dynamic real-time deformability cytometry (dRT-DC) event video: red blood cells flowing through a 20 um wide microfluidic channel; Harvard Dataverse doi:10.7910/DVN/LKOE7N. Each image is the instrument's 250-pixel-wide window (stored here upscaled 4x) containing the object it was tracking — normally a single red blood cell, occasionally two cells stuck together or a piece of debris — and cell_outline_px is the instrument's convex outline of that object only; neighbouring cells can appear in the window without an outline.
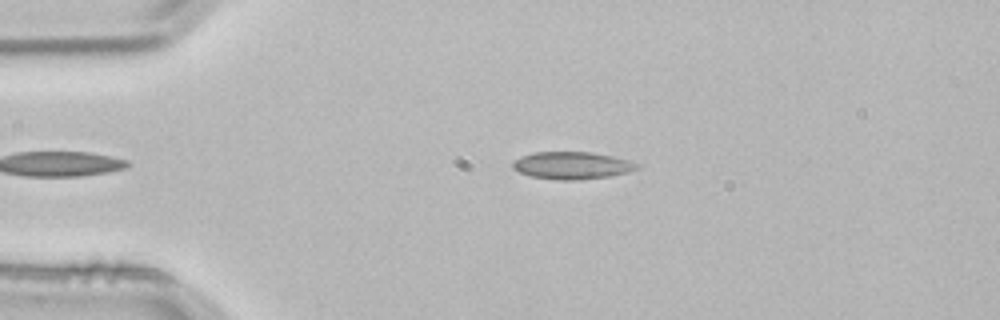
{"species": "common noctule bat (a hibernating species)", "species_latin": "Nyctalus noctula", "temperature_condition": "room temperature", "stored_images_in_passage": 3, "camera_frame_rate_fps": 3000, "um_per_image_px": 0.085, "animal": {"sex": "male", "body_mass_g": 21.5, "forearm_length_mm": 52.0}, "frame": {"image": 1, "passage_image": 3, "time_ms": 0.667, "image_size_px": [1000, 320], "cell_outline_px": [[644, 164], [640, 168], [628, 172], [608, 176], [580, 180], [560, 180], [532, 176], [520, 172], [512, 168], [512, 160], [520, 156], [532, 152], [592, 152], [612, 156]], "centroid_in_image_um": [48.64, 14.05], "position_along_channel_um": 36.4, "area_um2": 20.0}}